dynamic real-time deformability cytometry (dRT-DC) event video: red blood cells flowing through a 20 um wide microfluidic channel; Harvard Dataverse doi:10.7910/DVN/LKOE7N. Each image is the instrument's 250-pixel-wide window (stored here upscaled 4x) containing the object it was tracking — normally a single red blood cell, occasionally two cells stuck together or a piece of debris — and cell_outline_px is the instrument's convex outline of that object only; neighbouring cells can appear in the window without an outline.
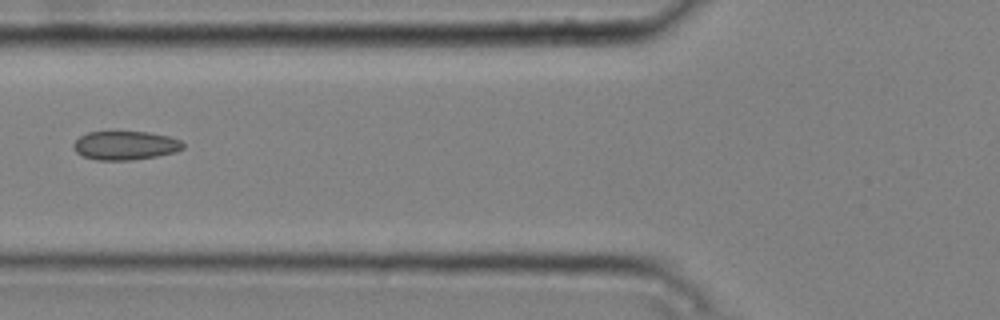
{"species": "common noctule bat (a hibernating species)", "species_latin": "Nyctalus noctula", "temperature_condition": "cold", "stored_images_in_passage": 4, "camera_frame_rate_fps": 3000, "um_per_image_px": 0.085, "animal": {"sex": "male", "body_mass_g": 20.4}, "frame": {"image": 1, "passage_image": 4, "time_ms": 1.0, "image_size_px": [1000, 320], "cell_outline_px": [[184, 148], [176, 152], [156, 156], [132, 160], [96, 160], [84, 156], [76, 152], [72, 148], [72, 144], [80, 136], [88, 132], [148, 132], [168, 136], [180, 140], [184, 144]], "centroid_in_image_um": [10.64, 12.37], "position_along_channel_um": 115.2, "area_um2": 18.38}}